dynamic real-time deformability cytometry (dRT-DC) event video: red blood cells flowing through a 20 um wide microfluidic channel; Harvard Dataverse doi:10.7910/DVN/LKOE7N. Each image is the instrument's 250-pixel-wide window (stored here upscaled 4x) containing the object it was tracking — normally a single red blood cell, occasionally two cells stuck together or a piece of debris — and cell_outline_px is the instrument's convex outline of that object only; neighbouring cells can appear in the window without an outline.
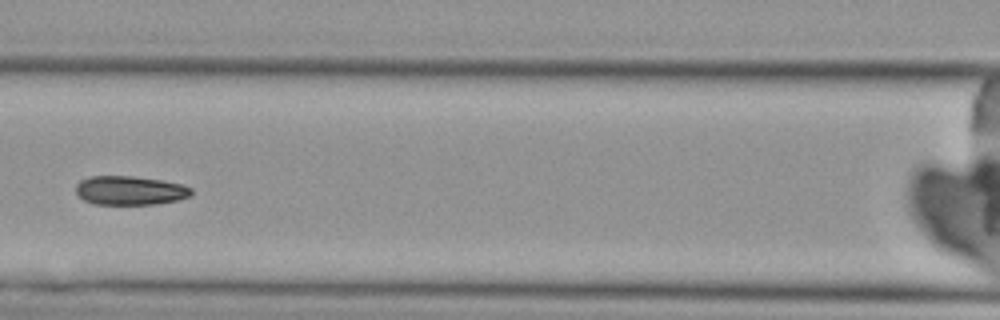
{"species": "Egyptian fruit bat (a non-hibernating species)", "species_latin": "Rousettus aegyptiacus", "temperature_condition": "cold", "stored_images_in_passage": 3, "camera_frame_rate_fps": 3000, "um_per_image_px": 0.085, "animal": {"sex": "female"}, "frame": {"image": 1, "passage_image": 3, "time_ms": 2.333, "image_size_px": [1000, 320], "cell_outline_px": [[192, 192], [188, 196], [180, 200], [156, 204], [96, 204], [84, 200], [76, 192], [76, 184], [80, 180], [88, 176], [132, 176], [164, 180], [180, 184], [192, 188]], "centroid_in_image_um": [11.04, 16.18], "position_along_channel_um": 155.6, "area_um2": 19.54}}